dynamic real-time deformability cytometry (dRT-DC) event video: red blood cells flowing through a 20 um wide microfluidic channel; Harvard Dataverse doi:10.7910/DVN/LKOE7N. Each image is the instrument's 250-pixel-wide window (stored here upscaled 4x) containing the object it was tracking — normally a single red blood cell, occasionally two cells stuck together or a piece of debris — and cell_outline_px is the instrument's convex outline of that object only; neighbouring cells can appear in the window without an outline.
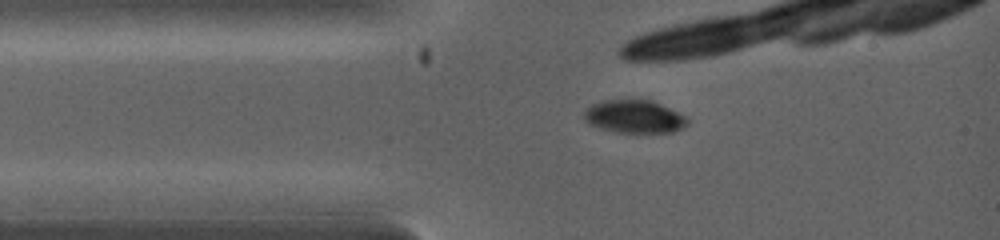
{"species": "common noctule bat (a hibernating species)", "species_latin": "Nyctalus noctula", "temperature_condition": "warm", "stored_images_in_passage": 22, "camera_frame_rate_fps": 5000, "um_per_image_px": 0.085, "animal": {"sex": "female", "body_mass_g": 19.0, "forearm_length_mm": 53.3}, "frame": {"image": 1, "passage_image": 4, "time_ms": 1.4, "image_size_px": [1000, 240], "cell_outline_px": [[688, 124], [684, 128], [672, 132], [616, 132], [600, 128], [588, 124], [584, 120], [584, 112], [592, 104], [604, 100], [652, 100], [684, 116], [688, 120]], "centroid_in_image_um": [53.89, 9.92], "position_along_channel_um": 31.1, "area_um2": 19.65}}